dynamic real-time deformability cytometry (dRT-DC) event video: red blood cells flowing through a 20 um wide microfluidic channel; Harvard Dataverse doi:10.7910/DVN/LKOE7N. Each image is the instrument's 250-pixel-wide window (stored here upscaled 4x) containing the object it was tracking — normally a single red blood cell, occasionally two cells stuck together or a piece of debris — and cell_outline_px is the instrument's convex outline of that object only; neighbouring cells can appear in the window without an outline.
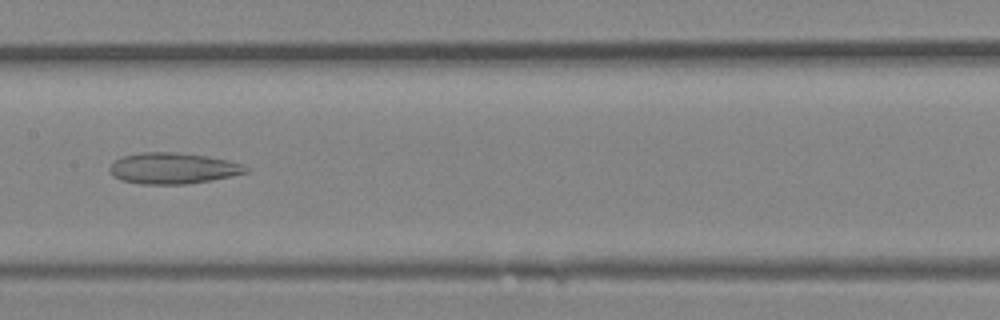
{"species": "Egyptian fruit bat (a non-hibernating species)", "species_latin": "Rousettus aegyptiacus", "temperature_condition": "room temperature", "stored_images_in_passage": 32, "camera_frame_rate_fps": 3000, "um_per_image_px": 0.085, "animal": {"sex": "female"}, "frame": {"image": 1, "passage_image": 16, "time_ms": 5.0, "image_size_px": [1000, 320], "cell_outline_px": [[248, 172], [232, 176], [212, 180], [188, 184], [140, 184], [120, 180], [112, 176], [108, 168], [116, 160], [124, 156], [144, 152], [176, 152], [204, 156], [228, 160], [244, 164], [248, 168]], "centroid_in_image_um": [14.71, 14.31], "position_along_channel_um": 192.7, "area_um2": 24.68}}
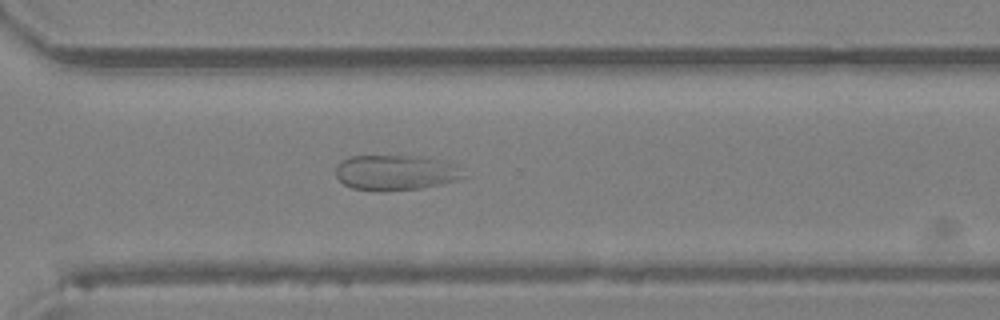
{"frame": {"image": 2, "passage_image": 23, "time_ms": 7.333, "image_size_px": [1000, 320], "cell_outline_px": [[468, 176], [444, 184], [420, 188], [384, 192], [352, 188], [344, 184], [336, 176], [336, 168], [348, 156], [420, 156], [440, 160], [456, 164], [464, 168]], "centroid_in_image_um": [33.71, 14.68], "position_along_channel_um": 336.9, "area_um2": 26.65}}
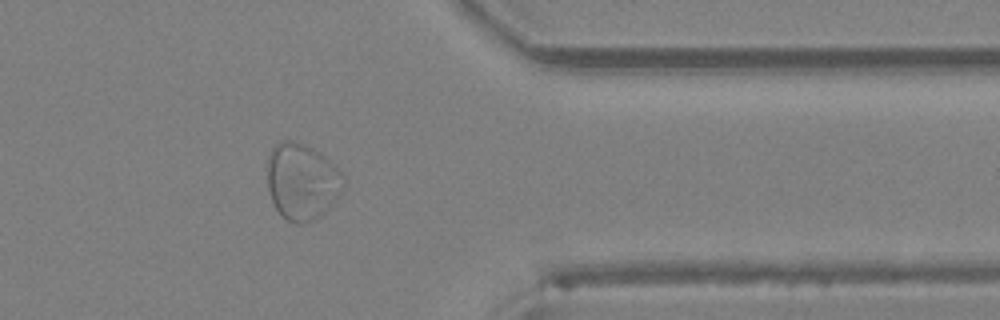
{"frame": {"image": 3, "passage_image": 26, "time_ms": 8.333, "image_size_px": [1000, 320], "cell_outline_px": [[344, 188], [332, 204], [320, 216], [304, 224], [296, 224], [288, 220], [276, 208], [272, 200], [268, 188], [268, 152], [280, 140], [292, 140], [304, 144], [320, 152], [344, 176]], "centroid_in_image_um": [25.66, 15.41], "position_along_channel_um": 385.7, "area_um2": 33.81}}